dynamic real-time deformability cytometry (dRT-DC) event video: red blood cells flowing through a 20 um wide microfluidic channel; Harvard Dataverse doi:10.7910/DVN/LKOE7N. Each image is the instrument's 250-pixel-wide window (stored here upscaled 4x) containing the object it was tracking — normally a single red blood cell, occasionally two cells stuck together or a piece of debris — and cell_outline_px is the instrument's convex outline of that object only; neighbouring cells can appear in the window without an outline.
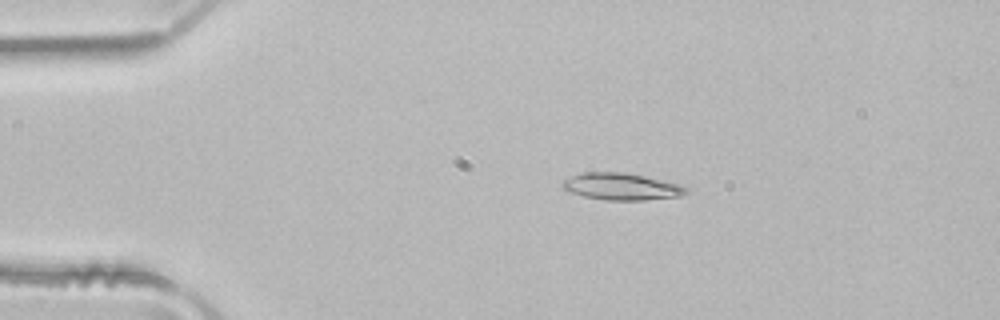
{"species": "common noctule bat (a hibernating species)", "species_latin": "Nyctalus noctula", "temperature_condition": "room temperature", "stored_images_in_passage": 3, "camera_frame_rate_fps": 3000, "um_per_image_px": 0.085, "animal": {"sex": "male", "body_mass_g": 21.5, "forearm_length_mm": 52.0}, "frame": {"image": 1, "passage_image": 2, "time_ms": 0.333, "image_size_px": [1000, 320], "cell_outline_px": [[688, 192], [680, 196], [644, 200], [608, 200], [584, 196], [572, 192], [564, 188], [560, 184], [564, 180], [572, 176], [584, 172], [624, 172], [644, 176], [680, 184], [688, 188]], "centroid_in_image_um": [52.85, 15.85], "position_along_channel_um": 32.1, "area_um2": 19.19}}